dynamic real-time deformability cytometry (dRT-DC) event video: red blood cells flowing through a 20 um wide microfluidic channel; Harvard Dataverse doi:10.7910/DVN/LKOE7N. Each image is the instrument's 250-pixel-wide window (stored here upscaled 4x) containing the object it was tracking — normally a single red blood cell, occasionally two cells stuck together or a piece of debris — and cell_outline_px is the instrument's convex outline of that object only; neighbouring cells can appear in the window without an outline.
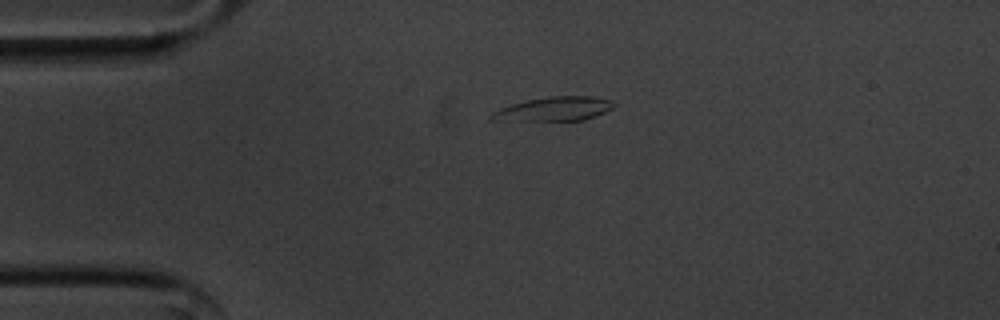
{"species": "common noctule bat (a hibernating species)", "species_latin": "Nyctalus noctula", "temperature_condition": "cold", "stored_images_in_passage": 33, "camera_frame_rate_fps": 3000, "um_per_image_px": 0.085, "animal": {"sex": "male", "body_mass_g": 20.1, "forearm_length_mm": 53.5}, "frame": {"image": 1, "passage_image": 1, "time_ms": 0.0, "image_size_px": [1000, 320], "cell_outline_px": [[616, 104], [612, 108], [596, 116], [584, 120], [488, 120], [488, 116], [492, 112], [500, 108], [512, 104], [528, 100], [552, 96], [592, 96], [612, 100]], "centroid_in_image_um": [47.11, 9.26], "position_along_channel_um": 37.9, "area_um2": 16.99}}
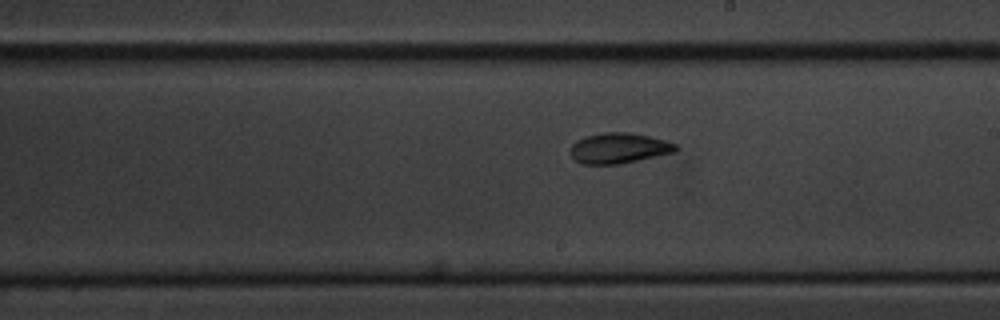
{"frame": {"image": 2, "passage_image": 20, "time_ms": 6.333, "image_size_px": [1000, 320], "cell_outline_px": [[680, 148], [676, 152], [616, 164], [580, 164], [572, 156], [572, 144], [576, 140], [584, 136], [604, 132], [628, 132], [648, 136], [664, 140], [676, 144]], "centroid_in_image_um": [52.61, 12.58], "position_along_channel_um": 236.4, "area_um2": 18.55}}
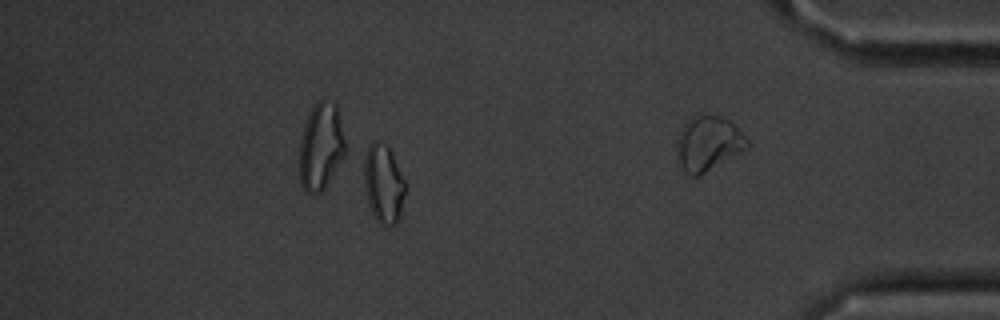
{"frame": {"image": 3, "passage_image": 32, "time_ms": 10.333, "image_size_px": [1000, 320], "cell_outline_px": [[408, 184], [400, 216], [396, 224], [380, 224], [376, 220], [368, 204], [364, 188], [360, 156], [368, 144], [372, 140], [380, 140], [388, 144]], "centroid_in_image_um": [32.56, 15.5], "position_along_channel_um": 402.6, "area_um2": 20.35}, "authors_computed_cell_mechanics": {"area_um2": 18.5538, "velocity_mm_per_s": 3.575, "shape_relaxation_time_tau1_ms": 3.6515, "shape_relaxation_time_tau2_ms": 2.3803, "deformation_change_tau1": 0.1197, "deformation_change_tau2": 0.0585}}